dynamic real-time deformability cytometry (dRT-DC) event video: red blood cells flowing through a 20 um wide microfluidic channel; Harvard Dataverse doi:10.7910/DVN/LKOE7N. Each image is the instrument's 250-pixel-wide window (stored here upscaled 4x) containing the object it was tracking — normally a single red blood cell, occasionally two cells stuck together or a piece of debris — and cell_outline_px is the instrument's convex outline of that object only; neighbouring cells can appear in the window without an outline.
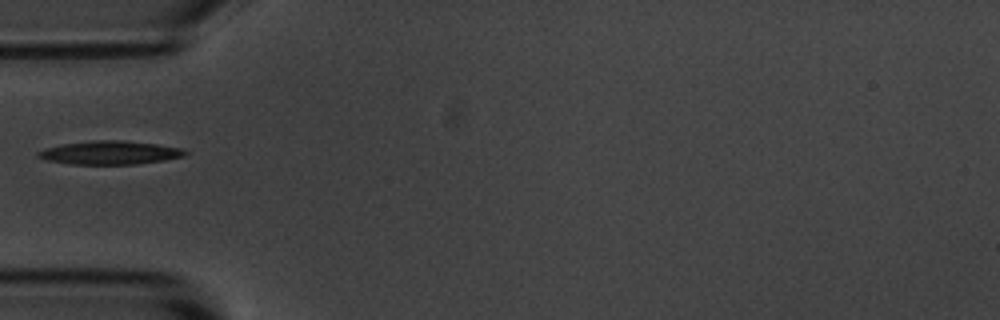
{"species": "common noctule bat (a hibernating species)", "species_latin": "Nyctalus noctula", "temperature_condition": "room temperature", "stored_images_in_passage": 2, "camera_frame_rate_fps": 3000, "um_per_image_px": 0.085, "animal": {"sex": "male", "body_mass_g": 20.1, "forearm_length_mm": 53.5}, "frame": {"image": 1, "passage_image": 1, "time_ms": 0.0, "image_size_px": [1000, 320], "cell_outline_px": [[188, 152], [184, 156], [164, 160], [136, 164], [68, 164], [48, 160], [36, 156], [36, 152], [44, 148], [64, 144], [92, 140], [124, 140], [156, 144], [180, 148]], "centroid_in_image_um": [9.32, 12.97], "position_along_channel_um": 75.7, "area_um2": 20.06}}